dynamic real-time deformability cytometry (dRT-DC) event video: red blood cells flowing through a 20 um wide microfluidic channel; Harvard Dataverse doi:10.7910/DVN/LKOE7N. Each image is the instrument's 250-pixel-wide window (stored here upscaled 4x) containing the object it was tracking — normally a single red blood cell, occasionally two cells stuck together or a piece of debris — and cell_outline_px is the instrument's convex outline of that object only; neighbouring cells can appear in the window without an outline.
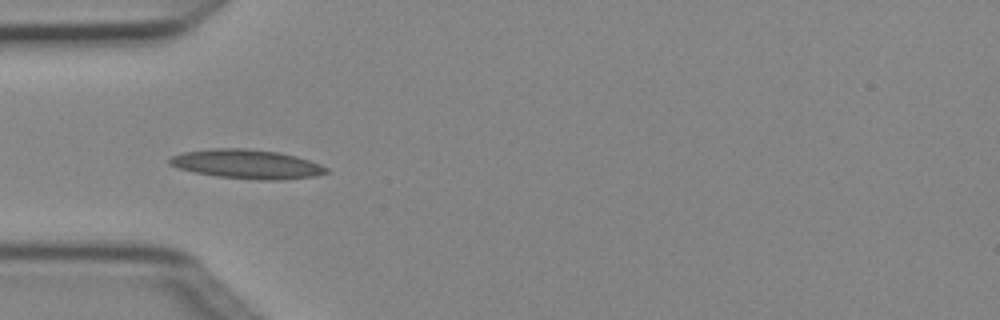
{"species": "Egyptian fruit bat (a non-hibernating species)", "species_latin": "Rousettus aegyptiacus", "temperature_condition": "cold", "stored_images_in_passage": 4, "camera_frame_rate_fps": 3000, "um_per_image_px": 0.085, "animal": {"sex": "female"}, "frame": {"image": 1, "passage_image": 4, "time_ms": 1.0, "image_size_px": [1000, 320], "cell_outline_px": [[328, 172], [316, 176], [280, 180], [256, 180], [216, 176], [176, 168], [168, 164], [168, 160], [172, 156], [184, 152], [212, 148], [244, 148], [280, 152], [296, 156], [320, 164], [328, 168]], "centroid_in_image_um": [20.98, 13.95], "position_along_channel_um": 64.0, "area_um2": 26.7}}